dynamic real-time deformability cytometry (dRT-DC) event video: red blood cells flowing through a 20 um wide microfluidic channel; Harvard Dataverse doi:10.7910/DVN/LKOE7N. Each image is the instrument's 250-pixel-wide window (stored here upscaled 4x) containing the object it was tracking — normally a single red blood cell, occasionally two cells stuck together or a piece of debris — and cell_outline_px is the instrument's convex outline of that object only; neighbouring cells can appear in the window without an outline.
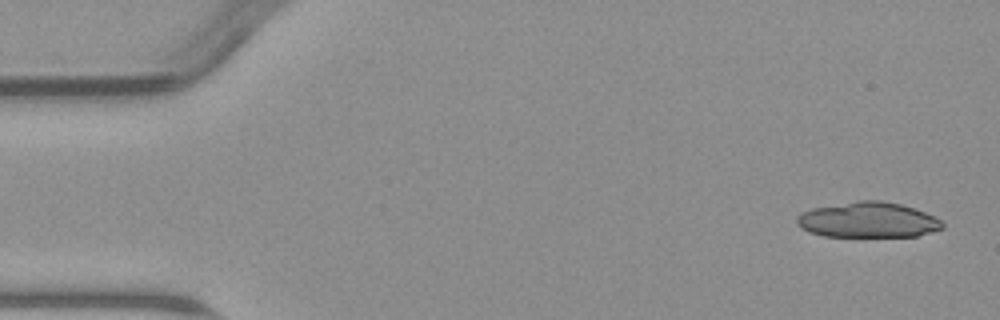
{"species": "common noctule bat (a hibernating species)", "species_latin": "Nyctalus noctula", "temperature_condition": "warm", "stored_images_in_passage": 4, "camera_frame_rate_fps": 3000, "um_per_image_px": 0.085, "animal": {"sex": "male", "body_mass_g": 23.1, "forearm_length_mm": 52.7}, "frame": {"image": 1, "passage_image": 1, "time_ms": 0.0, "image_size_px": [1000, 320], "cell_outline_px": [[944, 228], [932, 232], [916, 236], [824, 236], [808, 232], [800, 228], [796, 224], [796, 216], [800, 212], [812, 208], [860, 200], [880, 200], [900, 204], [924, 212], [940, 220], [944, 224]], "centroid_in_image_um": [73.73, 18.7], "position_along_channel_um": 11.3, "area_um2": 30.06}}